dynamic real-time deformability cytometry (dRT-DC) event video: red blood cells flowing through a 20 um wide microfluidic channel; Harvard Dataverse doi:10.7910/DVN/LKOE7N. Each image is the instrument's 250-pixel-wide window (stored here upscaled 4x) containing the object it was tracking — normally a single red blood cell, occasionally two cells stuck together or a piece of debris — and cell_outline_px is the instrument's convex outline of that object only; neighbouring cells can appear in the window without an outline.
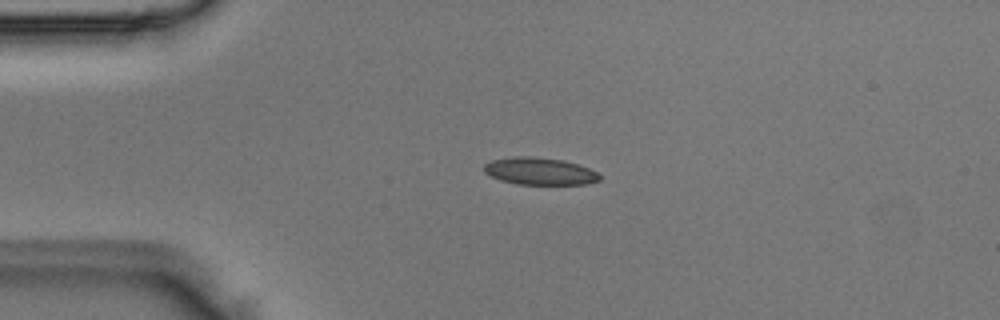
{"species": "Egyptian fruit bat (a non-hibernating species)", "species_latin": "Rousettus aegyptiacus", "temperature_condition": "room temperature", "stored_images_in_passage": 4, "camera_frame_rate_fps": 3000, "um_per_image_px": 0.085, "animal": {"sex": "male"}, "frame": {"image": 1, "passage_image": 3, "time_ms": 0.667, "image_size_px": [1000, 320], "cell_outline_px": [[600, 180], [588, 184], [516, 184], [500, 180], [484, 172], [484, 164], [492, 160], [512, 156], [532, 156], [564, 160], [588, 168], [596, 172], [600, 176]], "centroid_in_image_um": [45.85, 14.55], "position_along_channel_um": 39.1, "area_um2": 18.32}}